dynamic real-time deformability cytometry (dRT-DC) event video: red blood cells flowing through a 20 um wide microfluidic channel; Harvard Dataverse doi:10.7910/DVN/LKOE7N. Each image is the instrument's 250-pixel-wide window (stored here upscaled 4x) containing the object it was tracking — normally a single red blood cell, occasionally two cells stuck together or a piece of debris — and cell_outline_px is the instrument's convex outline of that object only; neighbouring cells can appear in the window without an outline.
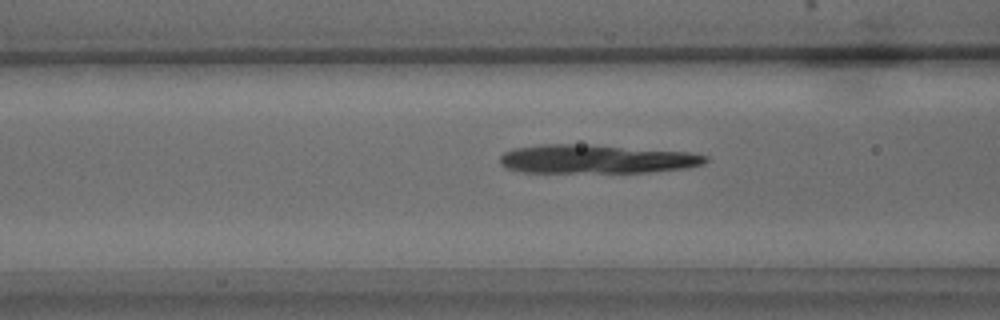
{"species": "common noctule bat (a hibernating species)", "species_latin": "Nyctalus noctula", "temperature_condition": "warm", "stored_images_in_passage": 38, "camera_frame_rate_fps": 3000, "um_per_image_px": 0.085, "animal": {"sex": "male", "body_mass_g": 15.6}, "frame": {"image": 1, "passage_image": 15, "time_ms": 4.667, "image_size_px": [1000, 320], "cell_outline_px": [[708, 160], [704, 164], [684, 168], [648, 172], [524, 172], [508, 168], [500, 164], [500, 156], [504, 152], [512, 148], [540, 144], [572, 144], [692, 152], [708, 156]], "centroid_in_image_um": [50.67, 13.52], "position_along_channel_um": 115.9, "area_um2": 34.16}}
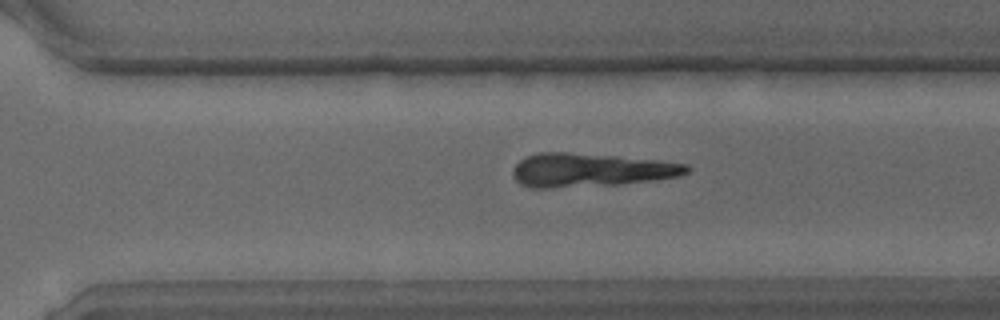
{"frame": {"image": 2, "passage_image": 31, "time_ms": 10.0, "image_size_px": [1000, 320], "cell_outline_px": [[692, 168], [688, 172], [680, 176], [652, 180], [620, 184], [548, 188], [532, 188], [520, 184], [512, 176], [512, 168], [520, 160], [528, 156], [540, 152], [568, 152], [616, 156], [656, 160], [688, 164]], "centroid_in_image_um": [50.18, 14.45], "position_along_channel_um": 320.4, "area_um2": 34.04}}
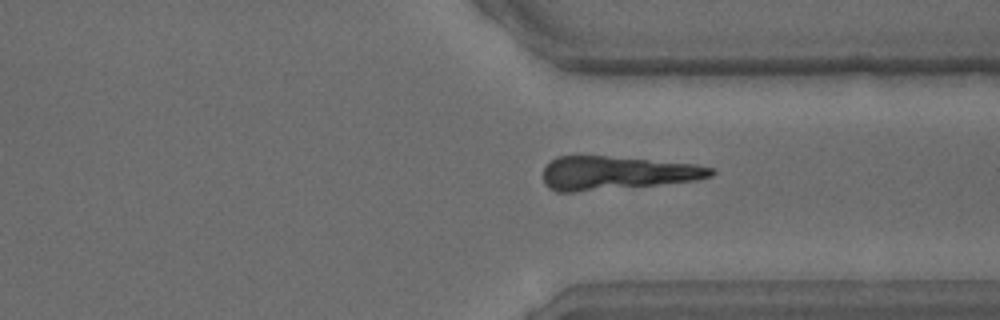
{"frame": {"image": 3, "passage_image": 34, "time_ms": 11.0, "image_size_px": [1000, 320], "cell_outline_px": [[716, 172], [712, 176], [696, 180], [576, 192], [556, 192], [548, 188], [544, 184], [544, 168], [556, 156], [604, 156], [696, 164], [716, 168]], "centroid_in_image_um": [52.4, 14.7], "position_along_channel_um": 359.0, "area_um2": 32.48}}